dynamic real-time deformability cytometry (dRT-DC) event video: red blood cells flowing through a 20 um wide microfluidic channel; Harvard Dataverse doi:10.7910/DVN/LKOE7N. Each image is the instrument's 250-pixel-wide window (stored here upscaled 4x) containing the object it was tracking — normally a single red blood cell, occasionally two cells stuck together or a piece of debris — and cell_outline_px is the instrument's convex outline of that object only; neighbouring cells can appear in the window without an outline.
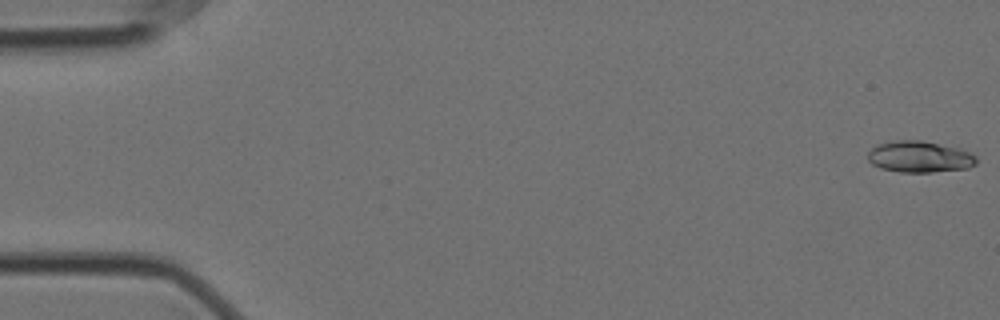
{"species": "Egyptian fruit bat (a non-hibernating species)", "species_latin": "Rousettus aegyptiacus", "temperature_condition": "cold", "stored_images_in_passage": 17, "camera_frame_rate_fps": 3000, "um_per_image_px": 0.085, "animal": {"sex": "female"}, "frame": {"image": 1, "passage_image": 1, "time_ms": 0.0, "image_size_px": [1000, 320], "cell_outline_px": [[976, 164], [968, 168], [932, 172], [900, 172], [880, 168], [872, 164], [868, 160], [868, 152], [876, 144], [896, 140], [920, 140], [960, 148], [972, 152], [976, 156]], "centroid_in_image_um": [78.17, 13.32], "position_along_channel_um": 6.8, "area_um2": 20.0}}